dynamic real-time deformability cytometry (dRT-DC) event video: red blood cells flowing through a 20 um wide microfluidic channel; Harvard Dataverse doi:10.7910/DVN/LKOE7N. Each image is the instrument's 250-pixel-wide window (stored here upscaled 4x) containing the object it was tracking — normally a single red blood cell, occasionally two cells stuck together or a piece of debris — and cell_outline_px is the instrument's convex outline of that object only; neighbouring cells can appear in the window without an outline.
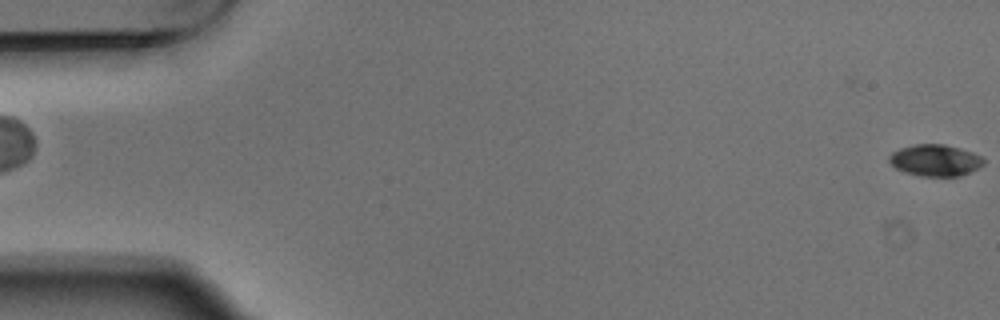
{"species": "Egyptian fruit bat (a non-hibernating species)", "species_latin": "Rousettus aegyptiacus", "temperature_condition": "warm", "stored_images_in_passage": 6, "segment_of_instrument_passage": [2, 2], "camera_frame_rate_fps": 3000, "um_per_image_px": 0.085, "animal": {"sex": "male"}, "frame": {"image": 1, "passage_image": 6, "time_ms": 1.667, "image_size_px": [1000, 320], "cell_outline_px": [[984, 164], [960, 176], [920, 176], [904, 172], [896, 168], [888, 160], [888, 156], [892, 152], [900, 148], [916, 144], [944, 144], [960, 148], [972, 152], [980, 156], [984, 160]], "centroid_in_image_um": [79.46, 13.62], "position_along_channel_um": 5.5, "area_um2": 17.28}}